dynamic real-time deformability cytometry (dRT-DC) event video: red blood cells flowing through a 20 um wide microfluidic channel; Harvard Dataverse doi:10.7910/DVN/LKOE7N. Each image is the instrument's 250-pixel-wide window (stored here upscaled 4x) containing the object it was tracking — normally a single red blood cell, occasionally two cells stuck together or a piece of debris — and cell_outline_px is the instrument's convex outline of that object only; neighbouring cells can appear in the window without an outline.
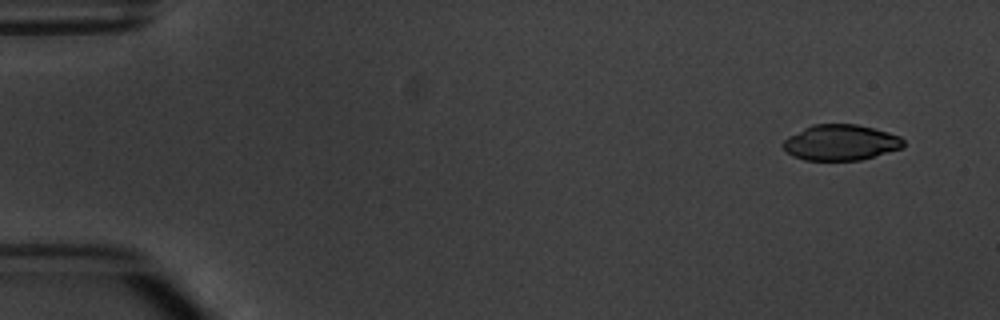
{"species": "common noctule bat (a hibernating species)", "species_latin": "Nyctalus noctula", "temperature_condition": "warm", "stored_images_in_passage": 5, "segment_of_instrument_passage": [1, 2], "camera_frame_rate_fps": 3000, "um_per_image_px": 0.085, "animal": {"sex": "male", "body_mass_g": 20.1, "forearm_length_mm": 53.5}, "frame": {"image": 1, "passage_image": 1, "time_ms": 0.0, "image_size_px": [1000, 320], "cell_outline_px": [[904, 148], [860, 160], [804, 160], [792, 156], [784, 148], [784, 140], [788, 136], [812, 124], [856, 124], [888, 132], [900, 136], [904, 140]], "centroid_in_image_um": [71.48, 12.11], "position_along_channel_um": 13.5, "area_um2": 25.03}}